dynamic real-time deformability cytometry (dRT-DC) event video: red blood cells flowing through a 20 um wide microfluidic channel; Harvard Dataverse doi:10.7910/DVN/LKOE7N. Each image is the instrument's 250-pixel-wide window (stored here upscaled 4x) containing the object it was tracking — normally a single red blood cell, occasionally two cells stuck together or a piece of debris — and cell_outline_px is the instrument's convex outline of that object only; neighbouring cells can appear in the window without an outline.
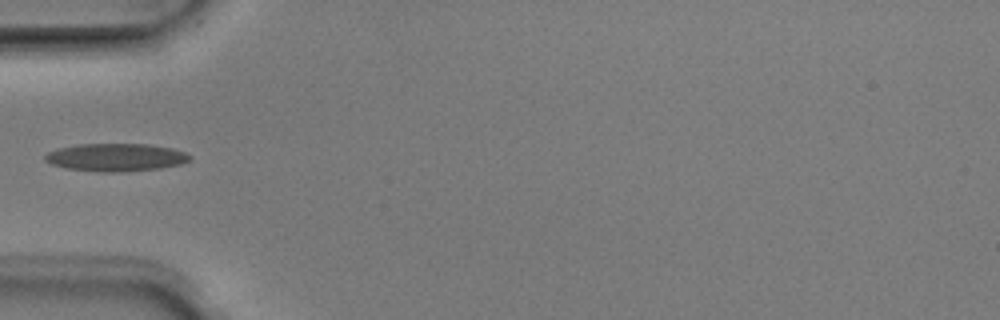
{"species": "Egyptian fruit bat (a non-hibernating species)", "species_latin": "Rousettus aegyptiacus", "temperature_condition": "room temperature", "stored_images_in_passage": 4, "camera_frame_rate_fps": 3000, "um_per_image_px": 0.085, "animal": {"sex": "male"}, "frame": {"image": 1, "passage_image": 4, "time_ms": 1.0, "image_size_px": [1000, 320], "cell_outline_px": [[192, 156], [188, 160], [180, 164], [160, 168], [120, 172], [96, 172], [68, 168], [52, 164], [44, 160], [44, 156], [48, 152], [60, 148], [76, 144], [148, 144], [172, 148], [184, 152]], "centroid_in_image_um": [9.83, 13.37], "position_along_channel_um": 75.2, "area_um2": 23.35}}